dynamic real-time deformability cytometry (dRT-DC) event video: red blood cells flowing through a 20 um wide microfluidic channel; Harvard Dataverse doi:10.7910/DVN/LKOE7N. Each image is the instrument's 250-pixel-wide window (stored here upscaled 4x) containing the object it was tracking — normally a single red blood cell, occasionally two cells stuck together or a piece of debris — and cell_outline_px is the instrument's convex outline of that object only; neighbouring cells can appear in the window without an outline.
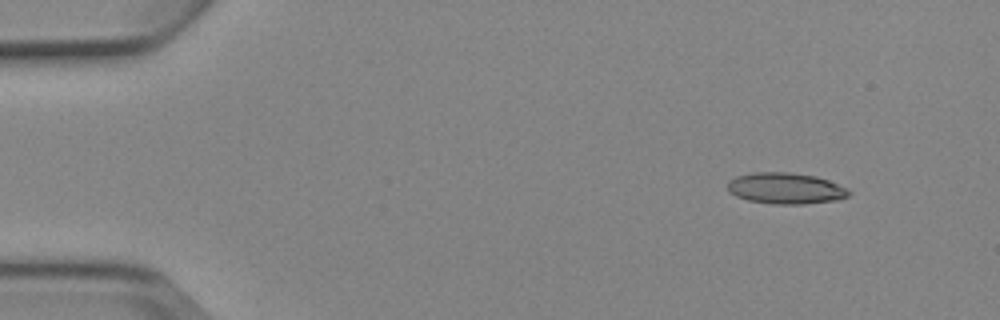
{"species": "Egyptian fruit bat (a non-hibernating species)", "species_latin": "Rousettus aegyptiacus", "temperature_condition": "cold", "stored_images_in_passage": 6, "segment_of_instrument_passage": [1, 2], "camera_frame_rate_fps": 3000, "um_per_image_px": 0.085, "animal": {"sex": "female"}, "frame": {"image": 1, "passage_image": 2, "time_ms": 1.333, "image_size_px": [1000, 320], "cell_outline_px": [[852, 192], [848, 196], [836, 200], [804, 204], [772, 204], [748, 200], [736, 196], [728, 192], [728, 180], [736, 176], [752, 172], [788, 172], [816, 176], [828, 180]], "centroid_in_image_um": [66.73, 16.01], "position_along_channel_um": 18.3, "area_um2": 22.02}}